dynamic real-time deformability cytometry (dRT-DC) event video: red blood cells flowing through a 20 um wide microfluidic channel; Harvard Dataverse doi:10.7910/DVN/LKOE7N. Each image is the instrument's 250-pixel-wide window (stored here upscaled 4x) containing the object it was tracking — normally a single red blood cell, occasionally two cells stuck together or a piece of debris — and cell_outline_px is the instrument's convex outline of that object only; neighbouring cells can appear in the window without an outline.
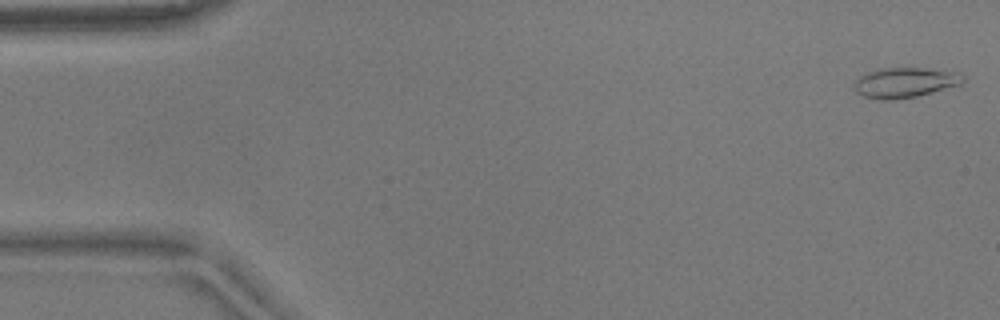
{"species": "common noctule bat (a hibernating species)", "species_latin": "Nyctalus noctula", "temperature_condition": "warm", "stored_images_in_passage": 9, "camera_frame_rate_fps": 3000, "um_per_image_px": 0.085, "animal": {"sex": "male", "body_mass_g": 17.9}, "frame": {"image": 1, "passage_image": 1, "time_ms": 0.0, "image_size_px": [1000, 320], "cell_outline_px": [[964, 80], [960, 84], [916, 96], [892, 100], [880, 100], [864, 96], [856, 92], [852, 88], [852, 84], [860, 76], [868, 72], [884, 68], [920, 68], [952, 72], [964, 76]], "centroid_in_image_um": [76.83, 7.03], "position_along_channel_um": 8.2, "area_um2": 18.73}}